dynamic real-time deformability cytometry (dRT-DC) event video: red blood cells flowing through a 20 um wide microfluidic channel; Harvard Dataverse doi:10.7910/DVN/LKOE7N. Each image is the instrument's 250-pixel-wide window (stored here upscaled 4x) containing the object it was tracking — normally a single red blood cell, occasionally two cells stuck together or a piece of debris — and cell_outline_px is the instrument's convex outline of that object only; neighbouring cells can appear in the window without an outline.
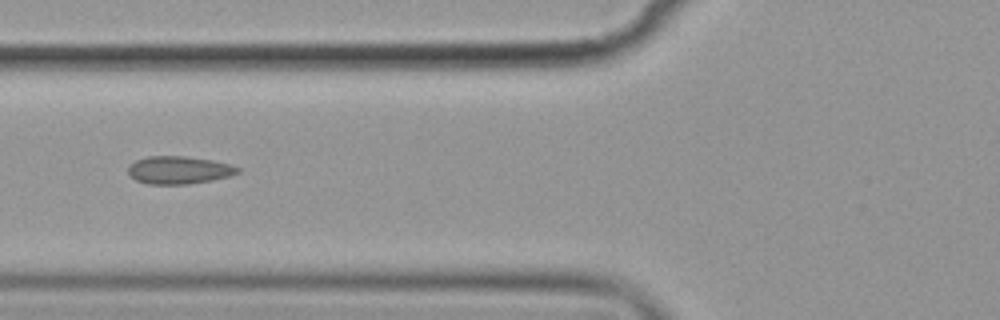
{"species": "common noctule bat (a hibernating species)", "species_latin": "Nyctalus noctula", "temperature_condition": "cold", "stored_images_in_passage": 9, "camera_frame_rate_fps": 3000, "um_per_image_px": 0.085, "animal": {"sex": "female", "body_mass_g": 19.9}, "frame": {"image": 1, "passage_image": 6, "time_ms": 6.0, "image_size_px": [1000, 320], "cell_outline_px": [[240, 172], [228, 176], [212, 180], [188, 184], [148, 184], [136, 180], [128, 172], [128, 168], [136, 160], [148, 156], [184, 156], [212, 160], [232, 164], [240, 168]], "centroid_in_image_um": [15.24, 14.45], "position_along_channel_um": 110.6, "area_um2": 17.63}}
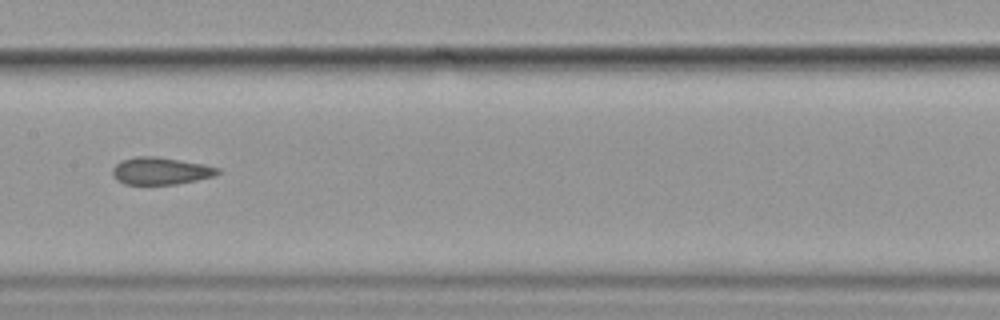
{"frame": {"image": 2, "passage_image": 8, "time_ms": 8.333, "image_size_px": [1000, 320], "cell_outline_px": [[220, 172], [216, 176], [176, 184], [124, 184], [116, 180], [112, 176], [112, 168], [120, 160], [136, 156], [156, 156], [204, 164], [220, 168]], "centroid_in_image_um": [13.63, 14.52], "position_along_channel_um": 193.8, "area_um2": 16.88}}
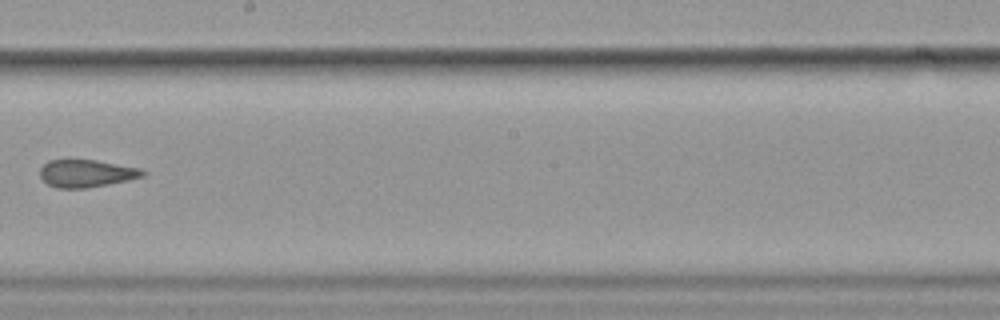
{"frame": {"image": 3, "passage_image": 9, "time_ms": 9.667, "image_size_px": [1000, 320], "cell_outline_px": [[148, 172], [144, 176], [128, 180], [108, 184], [84, 188], [56, 188], [48, 184], [40, 176], [40, 168], [48, 160], [96, 160], [144, 168]], "centroid_in_image_um": [7.4, 14.73], "position_along_channel_um": 240.8, "area_um2": 16.59}}